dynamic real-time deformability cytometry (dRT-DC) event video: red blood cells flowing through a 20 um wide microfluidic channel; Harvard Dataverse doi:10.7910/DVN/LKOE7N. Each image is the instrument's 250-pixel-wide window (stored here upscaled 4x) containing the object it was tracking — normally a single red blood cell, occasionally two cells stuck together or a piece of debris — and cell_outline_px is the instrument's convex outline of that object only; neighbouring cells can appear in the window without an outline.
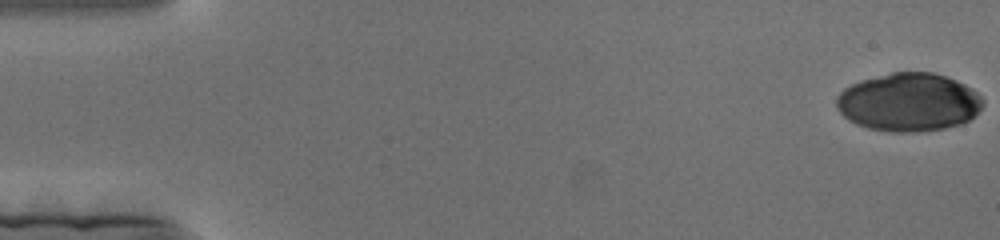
{"species": "human", "species_latin": "Homo sapiens", "temperature_condition": "cold", "stored_images_in_passage": 177, "camera_frame_rate_fps": 3000, "um_per_image_px": 0.085, "donor": {"sex": "female"}, "frame": {"image": 1, "passage_image": 1, "time_ms": 0.0, "image_size_px": [1000, 240], "cell_outline_px": [[984, 104], [968, 120], [960, 124], [944, 128], [916, 132], [888, 132], [868, 128], [856, 124], [848, 120], [836, 108], [836, 96], [844, 88], [860, 80], [892, 72], [932, 72], [956, 80], [972, 88], [984, 100]], "centroid_in_image_um": [77.21, 8.69], "position_along_channel_um": 7.8, "area_um2": 49.77}}
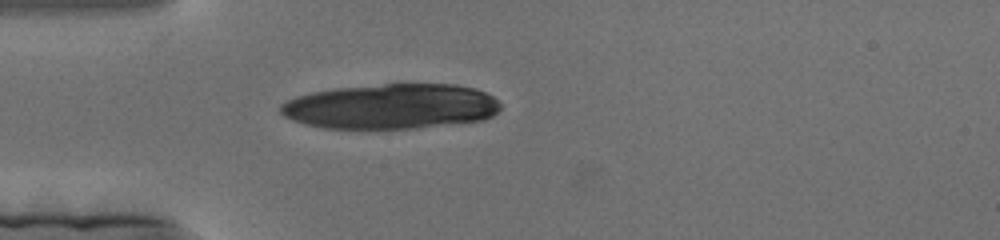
{"frame": {"image": 2, "passage_image": 51, "time_ms": 16.667, "image_size_px": [1000, 240], "cell_outline_px": [[500, 108], [492, 116], [484, 120], [416, 128], [324, 128], [304, 124], [292, 120], [284, 116], [280, 112], [280, 104], [296, 96], [312, 92], [336, 88], [384, 84], [456, 84], [472, 88], [484, 92], [492, 96], [500, 104]], "centroid_in_image_um": [33.22, 9.05], "position_along_channel_um": 51.8, "area_um2": 57.68}}